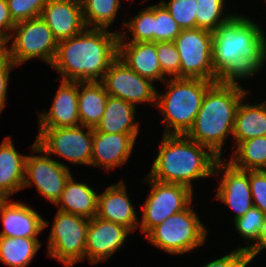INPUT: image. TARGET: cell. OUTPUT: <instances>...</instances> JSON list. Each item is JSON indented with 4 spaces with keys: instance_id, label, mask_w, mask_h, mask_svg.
I'll return each instance as SVG.
<instances>
[{
    "instance_id": "obj_12",
    "label": "cell",
    "mask_w": 266,
    "mask_h": 267,
    "mask_svg": "<svg viewBox=\"0 0 266 267\" xmlns=\"http://www.w3.org/2000/svg\"><path fill=\"white\" fill-rule=\"evenodd\" d=\"M32 151L41 154L27 155L23 189L35 184L42 197L56 204L72 176L71 171L68 165L52 159L37 145L36 140L32 145Z\"/></svg>"
},
{
    "instance_id": "obj_37",
    "label": "cell",
    "mask_w": 266,
    "mask_h": 267,
    "mask_svg": "<svg viewBox=\"0 0 266 267\" xmlns=\"http://www.w3.org/2000/svg\"><path fill=\"white\" fill-rule=\"evenodd\" d=\"M249 183L253 207L266 215V170L249 171Z\"/></svg>"
},
{
    "instance_id": "obj_11",
    "label": "cell",
    "mask_w": 266,
    "mask_h": 267,
    "mask_svg": "<svg viewBox=\"0 0 266 267\" xmlns=\"http://www.w3.org/2000/svg\"><path fill=\"white\" fill-rule=\"evenodd\" d=\"M36 137L37 145L49 156L56 154L72 164L91 165L93 128H39Z\"/></svg>"
},
{
    "instance_id": "obj_6",
    "label": "cell",
    "mask_w": 266,
    "mask_h": 267,
    "mask_svg": "<svg viewBox=\"0 0 266 267\" xmlns=\"http://www.w3.org/2000/svg\"><path fill=\"white\" fill-rule=\"evenodd\" d=\"M207 232L190 204L154 227L146 238L158 249L171 255H181L205 244Z\"/></svg>"
},
{
    "instance_id": "obj_15",
    "label": "cell",
    "mask_w": 266,
    "mask_h": 267,
    "mask_svg": "<svg viewBox=\"0 0 266 267\" xmlns=\"http://www.w3.org/2000/svg\"><path fill=\"white\" fill-rule=\"evenodd\" d=\"M131 231L125 226L101 219L97 216L89 219L85 257L95 265L106 262L121 248Z\"/></svg>"
},
{
    "instance_id": "obj_5",
    "label": "cell",
    "mask_w": 266,
    "mask_h": 267,
    "mask_svg": "<svg viewBox=\"0 0 266 267\" xmlns=\"http://www.w3.org/2000/svg\"><path fill=\"white\" fill-rule=\"evenodd\" d=\"M167 90H157L155 106L164 116V135H186L192 128L203 97L213 81L197 78H170Z\"/></svg>"
},
{
    "instance_id": "obj_2",
    "label": "cell",
    "mask_w": 266,
    "mask_h": 267,
    "mask_svg": "<svg viewBox=\"0 0 266 267\" xmlns=\"http://www.w3.org/2000/svg\"><path fill=\"white\" fill-rule=\"evenodd\" d=\"M118 38L119 32L86 28L72 38L58 41L51 67L62 80L101 81L118 57Z\"/></svg>"
},
{
    "instance_id": "obj_4",
    "label": "cell",
    "mask_w": 266,
    "mask_h": 267,
    "mask_svg": "<svg viewBox=\"0 0 266 267\" xmlns=\"http://www.w3.org/2000/svg\"><path fill=\"white\" fill-rule=\"evenodd\" d=\"M218 159L207 147L186 135L163 134L159 153L147 175L159 182L182 184L193 190L191 181L213 176Z\"/></svg>"
},
{
    "instance_id": "obj_42",
    "label": "cell",
    "mask_w": 266,
    "mask_h": 267,
    "mask_svg": "<svg viewBox=\"0 0 266 267\" xmlns=\"http://www.w3.org/2000/svg\"><path fill=\"white\" fill-rule=\"evenodd\" d=\"M7 38L0 32V54L7 52Z\"/></svg>"
},
{
    "instance_id": "obj_32",
    "label": "cell",
    "mask_w": 266,
    "mask_h": 267,
    "mask_svg": "<svg viewBox=\"0 0 266 267\" xmlns=\"http://www.w3.org/2000/svg\"><path fill=\"white\" fill-rule=\"evenodd\" d=\"M133 35L129 42H154V5L145 7L130 22L124 21Z\"/></svg>"
},
{
    "instance_id": "obj_1",
    "label": "cell",
    "mask_w": 266,
    "mask_h": 267,
    "mask_svg": "<svg viewBox=\"0 0 266 267\" xmlns=\"http://www.w3.org/2000/svg\"><path fill=\"white\" fill-rule=\"evenodd\" d=\"M262 30L246 15H234L212 32V64L221 80L249 79L264 67L266 36Z\"/></svg>"
},
{
    "instance_id": "obj_29",
    "label": "cell",
    "mask_w": 266,
    "mask_h": 267,
    "mask_svg": "<svg viewBox=\"0 0 266 267\" xmlns=\"http://www.w3.org/2000/svg\"><path fill=\"white\" fill-rule=\"evenodd\" d=\"M87 28L108 29L121 7V0H80Z\"/></svg>"
},
{
    "instance_id": "obj_19",
    "label": "cell",
    "mask_w": 266,
    "mask_h": 267,
    "mask_svg": "<svg viewBox=\"0 0 266 267\" xmlns=\"http://www.w3.org/2000/svg\"><path fill=\"white\" fill-rule=\"evenodd\" d=\"M127 33H119L118 58L140 76L164 82L155 42H127Z\"/></svg>"
},
{
    "instance_id": "obj_33",
    "label": "cell",
    "mask_w": 266,
    "mask_h": 267,
    "mask_svg": "<svg viewBox=\"0 0 266 267\" xmlns=\"http://www.w3.org/2000/svg\"><path fill=\"white\" fill-rule=\"evenodd\" d=\"M160 2L166 7L181 29L197 28L196 0H169V3L163 0Z\"/></svg>"
},
{
    "instance_id": "obj_7",
    "label": "cell",
    "mask_w": 266,
    "mask_h": 267,
    "mask_svg": "<svg viewBox=\"0 0 266 267\" xmlns=\"http://www.w3.org/2000/svg\"><path fill=\"white\" fill-rule=\"evenodd\" d=\"M7 42V54L16 66L33 58H39L52 65L58 48L53 32L40 17L31 18L15 24Z\"/></svg>"
},
{
    "instance_id": "obj_39",
    "label": "cell",
    "mask_w": 266,
    "mask_h": 267,
    "mask_svg": "<svg viewBox=\"0 0 266 267\" xmlns=\"http://www.w3.org/2000/svg\"><path fill=\"white\" fill-rule=\"evenodd\" d=\"M14 67L16 68L17 66L10 59L7 52L0 54V114L7 100L9 75Z\"/></svg>"
},
{
    "instance_id": "obj_17",
    "label": "cell",
    "mask_w": 266,
    "mask_h": 267,
    "mask_svg": "<svg viewBox=\"0 0 266 267\" xmlns=\"http://www.w3.org/2000/svg\"><path fill=\"white\" fill-rule=\"evenodd\" d=\"M41 18L57 41L72 38L87 28L80 0H47Z\"/></svg>"
},
{
    "instance_id": "obj_23",
    "label": "cell",
    "mask_w": 266,
    "mask_h": 267,
    "mask_svg": "<svg viewBox=\"0 0 266 267\" xmlns=\"http://www.w3.org/2000/svg\"><path fill=\"white\" fill-rule=\"evenodd\" d=\"M136 106L123 99L108 96L104 113L94 128L101 133L138 134L139 121L136 122Z\"/></svg>"
},
{
    "instance_id": "obj_10",
    "label": "cell",
    "mask_w": 266,
    "mask_h": 267,
    "mask_svg": "<svg viewBox=\"0 0 266 267\" xmlns=\"http://www.w3.org/2000/svg\"><path fill=\"white\" fill-rule=\"evenodd\" d=\"M151 191L142 206L141 232L148 234L167 218L186 209L193 201V190L182 184L163 183L150 178L145 179Z\"/></svg>"
},
{
    "instance_id": "obj_22",
    "label": "cell",
    "mask_w": 266,
    "mask_h": 267,
    "mask_svg": "<svg viewBox=\"0 0 266 267\" xmlns=\"http://www.w3.org/2000/svg\"><path fill=\"white\" fill-rule=\"evenodd\" d=\"M26 157L15 149L11 137L4 138L0 145V199L23 189Z\"/></svg>"
},
{
    "instance_id": "obj_13",
    "label": "cell",
    "mask_w": 266,
    "mask_h": 267,
    "mask_svg": "<svg viewBox=\"0 0 266 267\" xmlns=\"http://www.w3.org/2000/svg\"><path fill=\"white\" fill-rule=\"evenodd\" d=\"M101 82L111 97L123 99L134 106L143 102L156 104L157 90L153 82L134 72L118 57L110 64Z\"/></svg>"
},
{
    "instance_id": "obj_31",
    "label": "cell",
    "mask_w": 266,
    "mask_h": 267,
    "mask_svg": "<svg viewBox=\"0 0 266 267\" xmlns=\"http://www.w3.org/2000/svg\"><path fill=\"white\" fill-rule=\"evenodd\" d=\"M182 29L166 7L159 2L154 5V42H173Z\"/></svg>"
},
{
    "instance_id": "obj_21",
    "label": "cell",
    "mask_w": 266,
    "mask_h": 267,
    "mask_svg": "<svg viewBox=\"0 0 266 267\" xmlns=\"http://www.w3.org/2000/svg\"><path fill=\"white\" fill-rule=\"evenodd\" d=\"M123 180L98 194L97 217L121 224L131 232L139 228V218L128 197Z\"/></svg>"
},
{
    "instance_id": "obj_25",
    "label": "cell",
    "mask_w": 266,
    "mask_h": 267,
    "mask_svg": "<svg viewBox=\"0 0 266 267\" xmlns=\"http://www.w3.org/2000/svg\"><path fill=\"white\" fill-rule=\"evenodd\" d=\"M108 94L101 81H78L80 125L95 128L104 113Z\"/></svg>"
},
{
    "instance_id": "obj_27",
    "label": "cell",
    "mask_w": 266,
    "mask_h": 267,
    "mask_svg": "<svg viewBox=\"0 0 266 267\" xmlns=\"http://www.w3.org/2000/svg\"><path fill=\"white\" fill-rule=\"evenodd\" d=\"M41 244L37 238L0 236V261L9 267H27Z\"/></svg>"
},
{
    "instance_id": "obj_14",
    "label": "cell",
    "mask_w": 266,
    "mask_h": 267,
    "mask_svg": "<svg viewBox=\"0 0 266 267\" xmlns=\"http://www.w3.org/2000/svg\"><path fill=\"white\" fill-rule=\"evenodd\" d=\"M217 173L219 175L223 173V176L215 198L234 210L233 219L235 220L253 207L249 171L238 169L221 158L215 163L214 175Z\"/></svg>"
},
{
    "instance_id": "obj_40",
    "label": "cell",
    "mask_w": 266,
    "mask_h": 267,
    "mask_svg": "<svg viewBox=\"0 0 266 267\" xmlns=\"http://www.w3.org/2000/svg\"><path fill=\"white\" fill-rule=\"evenodd\" d=\"M12 20L6 0H0V32L8 38L15 26ZM10 31V32H8Z\"/></svg>"
},
{
    "instance_id": "obj_26",
    "label": "cell",
    "mask_w": 266,
    "mask_h": 267,
    "mask_svg": "<svg viewBox=\"0 0 266 267\" xmlns=\"http://www.w3.org/2000/svg\"><path fill=\"white\" fill-rule=\"evenodd\" d=\"M243 102L242 99L234 121V148L239 142L266 136V101L255 105Z\"/></svg>"
},
{
    "instance_id": "obj_30",
    "label": "cell",
    "mask_w": 266,
    "mask_h": 267,
    "mask_svg": "<svg viewBox=\"0 0 266 267\" xmlns=\"http://www.w3.org/2000/svg\"><path fill=\"white\" fill-rule=\"evenodd\" d=\"M196 20L197 28L206 29L208 31H216L220 25L228 22L234 14L225 15L223 14V9L225 1L224 0H196Z\"/></svg>"
},
{
    "instance_id": "obj_24",
    "label": "cell",
    "mask_w": 266,
    "mask_h": 267,
    "mask_svg": "<svg viewBox=\"0 0 266 267\" xmlns=\"http://www.w3.org/2000/svg\"><path fill=\"white\" fill-rule=\"evenodd\" d=\"M98 192L86 183H78L71 176L56 202L58 210L91 219L97 215Z\"/></svg>"
},
{
    "instance_id": "obj_41",
    "label": "cell",
    "mask_w": 266,
    "mask_h": 267,
    "mask_svg": "<svg viewBox=\"0 0 266 267\" xmlns=\"http://www.w3.org/2000/svg\"><path fill=\"white\" fill-rule=\"evenodd\" d=\"M238 249L248 253L250 262H252V260L255 258L256 255H258V253H260L263 249H266V216L257 243L251 245L248 244V246L245 247L239 246Z\"/></svg>"
},
{
    "instance_id": "obj_34",
    "label": "cell",
    "mask_w": 266,
    "mask_h": 267,
    "mask_svg": "<svg viewBox=\"0 0 266 267\" xmlns=\"http://www.w3.org/2000/svg\"><path fill=\"white\" fill-rule=\"evenodd\" d=\"M265 214L256 207L234 220L236 231L246 240L257 243L262 230Z\"/></svg>"
},
{
    "instance_id": "obj_18",
    "label": "cell",
    "mask_w": 266,
    "mask_h": 267,
    "mask_svg": "<svg viewBox=\"0 0 266 267\" xmlns=\"http://www.w3.org/2000/svg\"><path fill=\"white\" fill-rule=\"evenodd\" d=\"M137 135L101 133L93 129L91 166H103L107 172L128 162Z\"/></svg>"
},
{
    "instance_id": "obj_8",
    "label": "cell",
    "mask_w": 266,
    "mask_h": 267,
    "mask_svg": "<svg viewBox=\"0 0 266 267\" xmlns=\"http://www.w3.org/2000/svg\"><path fill=\"white\" fill-rule=\"evenodd\" d=\"M89 219L57 211L48 237V256L65 267L84 260Z\"/></svg>"
},
{
    "instance_id": "obj_3",
    "label": "cell",
    "mask_w": 266,
    "mask_h": 267,
    "mask_svg": "<svg viewBox=\"0 0 266 267\" xmlns=\"http://www.w3.org/2000/svg\"><path fill=\"white\" fill-rule=\"evenodd\" d=\"M248 93L237 80L214 82L207 89L194 124L186 136L221 159L225 140L233 134L238 106Z\"/></svg>"
},
{
    "instance_id": "obj_35",
    "label": "cell",
    "mask_w": 266,
    "mask_h": 267,
    "mask_svg": "<svg viewBox=\"0 0 266 267\" xmlns=\"http://www.w3.org/2000/svg\"><path fill=\"white\" fill-rule=\"evenodd\" d=\"M156 50L162 73L180 78V56L174 42H156Z\"/></svg>"
},
{
    "instance_id": "obj_28",
    "label": "cell",
    "mask_w": 266,
    "mask_h": 267,
    "mask_svg": "<svg viewBox=\"0 0 266 267\" xmlns=\"http://www.w3.org/2000/svg\"><path fill=\"white\" fill-rule=\"evenodd\" d=\"M232 158L227 160L241 170H266V136L255 137L236 145Z\"/></svg>"
},
{
    "instance_id": "obj_20",
    "label": "cell",
    "mask_w": 266,
    "mask_h": 267,
    "mask_svg": "<svg viewBox=\"0 0 266 267\" xmlns=\"http://www.w3.org/2000/svg\"><path fill=\"white\" fill-rule=\"evenodd\" d=\"M40 128H65L80 125L78 81L61 80L48 112L39 115Z\"/></svg>"
},
{
    "instance_id": "obj_16",
    "label": "cell",
    "mask_w": 266,
    "mask_h": 267,
    "mask_svg": "<svg viewBox=\"0 0 266 267\" xmlns=\"http://www.w3.org/2000/svg\"><path fill=\"white\" fill-rule=\"evenodd\" d=\"M1 237L38 238L49 223L32 207L22 202L0 199Z\"/></svg>"
},
{
    "instance_id": "obj_38",
    "label": "cell",
    "mask_w": 266,
    "mask_h": 267,
    "mask_svg": "<svg viewBox=\"0 0 266 267\" xmlns=\"http://www.w3.org/2000/svg\"><path fill=\"white\" fill-rule=\"evenodd\" d=\"M249 264L248 253L237 248L221 258L208 262L203 267H247Z\"/></svg>"
},
{
    "instance_id": "obj_36",
    "label": "cell",
    "mask_w": 266,
    "mask_h": 267,
    "mask_svg": "<svg viewBox=\"0 0 266 267\" xmlns=\"http://www.w3.org/2000/svg\"><path fill=\"white\" fill-rule=\"evenodd\" d=\"M15 23L40 17L47 0H6Z\"/></svg>"
},
{
    "instance_id": "obj_9",
    "label": "cell",
    "mask_w": 266,
    "mask_h": 267,
    "mask_svg": "<svg viewBox=\"0 0 266 267\" xmlns=\"http://www.w3.org/2000/svg\"><path fill=\"white\" fill-rule=\"evenodd\" d=\"M180 56V78H197L213 82L221 79L212 64L213 34L202 28L182 29L173 41Z\"/></svg>"
}]
</instances>
